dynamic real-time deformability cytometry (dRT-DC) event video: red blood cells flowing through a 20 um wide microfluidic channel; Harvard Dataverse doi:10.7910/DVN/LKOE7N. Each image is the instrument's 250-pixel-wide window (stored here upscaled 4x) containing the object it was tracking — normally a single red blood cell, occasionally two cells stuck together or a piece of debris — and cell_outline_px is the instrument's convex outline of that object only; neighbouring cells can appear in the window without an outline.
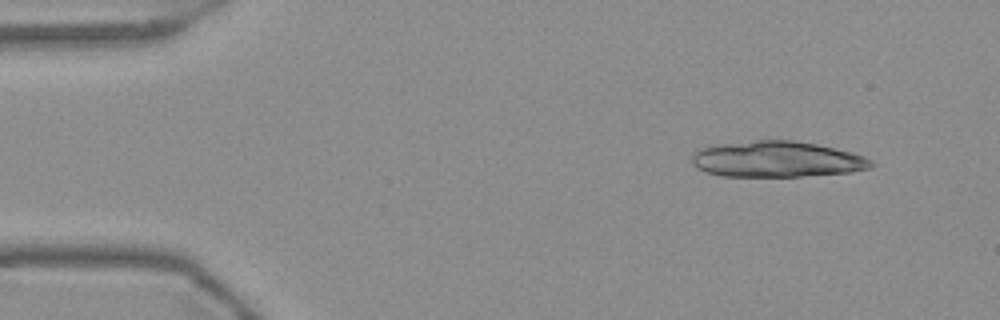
{"species": "Egyptian fruit bat (a non-hibernating species)", "species_latin": "Rousettus aegyptiacus", "temperature_condition": "warm", "stored_images_in_passage": 14, "camera_frame_rate_fps": 3000, "um_per_image_px": 0.085, "frame": {"image": 1, "passage_image": 1, "time_ms": 0.0, "image_size_px": [1000, 320], "cell_outline_px": [[876, 164], [872, 168], [852, 172], [800, 176], [720, 176], [696, 168], [692, 164], [692, 152], [708, 144], [756, 140], [792, 140], [816, 144], [864, 156], [872, 160]], "centroid_in_image_um": [65.98, 13.53], "position_along_channel_um": 19.0, "area_um2": 37.86}}